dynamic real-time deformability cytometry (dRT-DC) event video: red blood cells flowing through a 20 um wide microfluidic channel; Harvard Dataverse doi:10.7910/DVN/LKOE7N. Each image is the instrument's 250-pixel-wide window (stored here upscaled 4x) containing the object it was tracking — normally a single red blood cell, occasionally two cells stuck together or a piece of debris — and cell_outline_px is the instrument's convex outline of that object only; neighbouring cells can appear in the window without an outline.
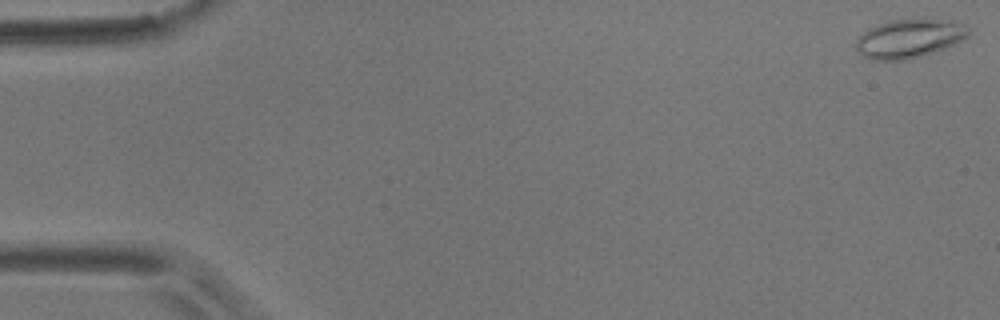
{"species": "common noctule bat (a hibernating species)", "species_latin": "Nyctalus noctula", "temperature_condition": "room temperature", "stored_images_in_passage": 57, "camera_frame_rate_fps": 3000, "um_per_image_px": 0.085, "animal": {"sex": "male", "body_mass_g": 17.9}, "frame": {"image": 1, "passage_image": 1, "time_ms": 0.0, "image_size_px": [1000, 320], "cell_outline_px": [[972, 28], [968, 36], [944, 48], [908, 60], [872, 60], [864, 56], [856, 48], [856, 36], [868, 28], [876, 24], [888, 20], [912, 16], [924, 16], [964, 24]], "centroid_in_image_um": [77.26, 3.21], "position_along_channel_um": 7.7, "area_um2": 26.24}}
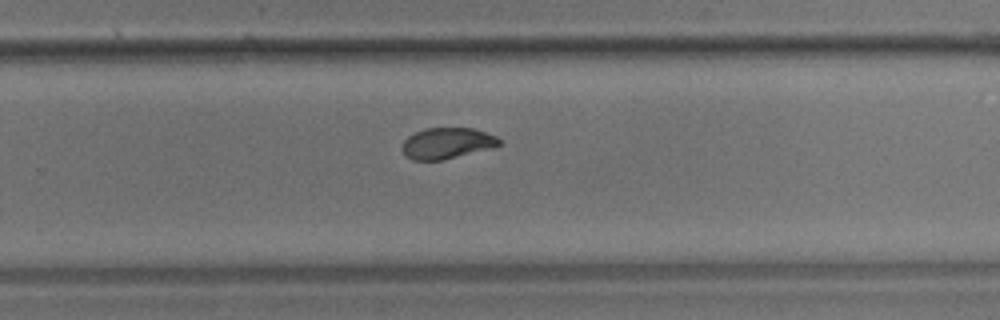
{"frame": {"image": 2, "passage_image": 37, "time_ms": 12.0, "image_size_px": [1000, 320], "cell_outline_px": [[500, 144], [492, 148], [440, 160], [412, 160], [404, 156], [400, 148], [400, 144], [408, 136], [424, 128], [472, 128], [496, 136], [500, 140]], "centroid_in_image_um": [37.92, 12.18], "position_along_channel_um": 291.9, "area_um2": 17.57}}
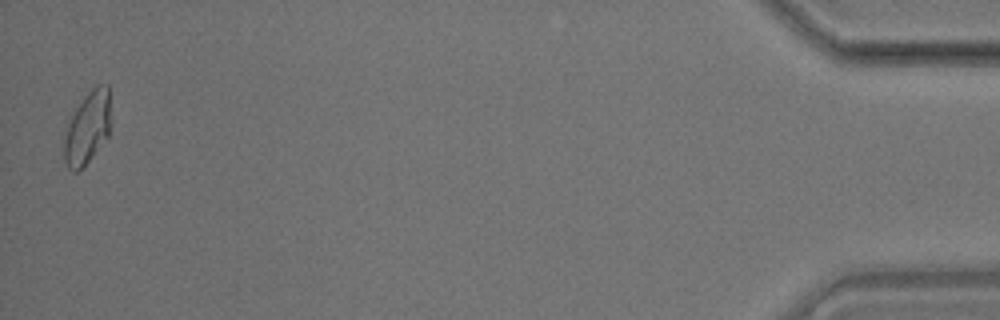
{"frame": {"image": 3, "passage_image": 56, "time_ms": 18.333, "image_size_px": [1000, 320], "cell_outline_px": [[108, 136], [88, 160], [76, 172], [72, 172], [68, 168], [64, 160], [64, 140], [68, 124], [76, 108], [84, 96], [96, 84], [108, 84]], "centroid_in_image_um": [7.4, 10.86], "position_along_channel_um": 427.8, "area_um2": 18.9}, "authors_computed_cell_mechanics": {"area_um2": 18.5538, "velocity_mm_per_s": 3.5517, "shape_relaxation_time_tau1_ms": 4.2177, "shape_relaxation_time_tau2_ms": 1.1193, "deformation_change_tau1": 0.1584, "deformation_change_tau2": 0.0459}}